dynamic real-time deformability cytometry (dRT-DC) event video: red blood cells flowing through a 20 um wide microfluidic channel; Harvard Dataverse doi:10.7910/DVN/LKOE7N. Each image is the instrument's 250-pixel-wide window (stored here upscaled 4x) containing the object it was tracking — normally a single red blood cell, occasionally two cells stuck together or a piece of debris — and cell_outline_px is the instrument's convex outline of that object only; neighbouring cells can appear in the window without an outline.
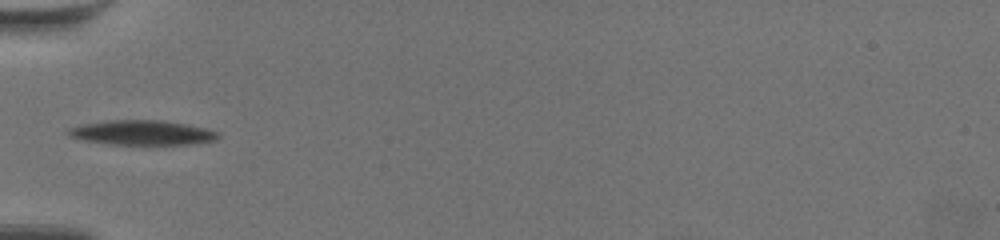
{"species": "common noctule bat (a hibernating species)", "species_latin": "Nyctalus noctula", "temperature_condition": "warm", "stored_images_in_passage": 35, "camera_frame_rate_fps": 3000, "um_per_image_px": 0.085, "animal": {"sex": "female", "body_mass_g": 19.5, "forearm_length_mm": 54.1}, "frame": {"image": 1, "passage_image": 1, "time_ms": 0.0, "image_size_px": [1000, 240], "cell_outline_px": [[220, 136], [216, 140], [196, 144], [112, 144], [84, 140], [68, 136], [68, 128], [84, 124], [112, 120], [164, 120], [204, 128], [216, 132]], "centroid_in_image_um": [12.09, 11.28], "position_along_channel_um": 72.9, "area_um2": 21.27}}
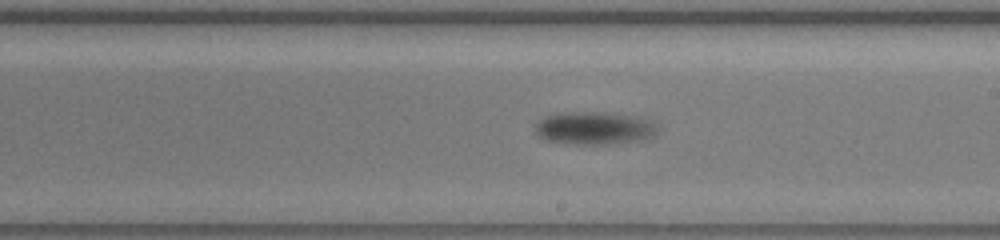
{"frame": {"image": 2, "passage_image": 16, "time_ms": 5.0, "image_size_px": [1000, 240], "cell_outline_px": [[652, 132], [648, 136], [636, 140], [604, 144], [576, 144], [548, 140], [540, 136], [536, 132], [536, 124], [540, 120], [548, 116], [580, 112], [604, 112], [628, 116], [644, 120], [652, 124]], "centroid_in_image_um": [50.38, 10.9], "position_along_channel_um": 238.6, "area_um2": 21.79}}
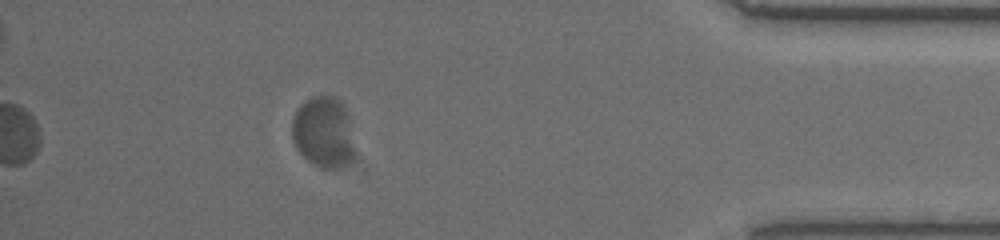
{"frame": {"image": 3, "passage_image": 35, "time_ms": 11.333, "image_size_px": [1000, 240], "cell_outline_px": [[348, 152], [344, 160], [336, 168], [320, 168], [312, 164], [296, 148], [292, 140], [292, 120], [300, 104], [304, 100], [312, 96], [332, 96], [348, 112]], "centroid_in_image_um": [27.33, 11.17], "position_along_channel_um": 407.9, "area_um2": 24.22}, "authors_computed_cell_mechanics": {"area_um2": 22.1952, "velocity_mm_per_s": 3.3277, "shape_relaxation_time_tau1_ms": 3.301, "shape_relaxation_time_tau2_ms": null, "deformation_change_tau1": 0.142, "deformation_change_tau2": null}}